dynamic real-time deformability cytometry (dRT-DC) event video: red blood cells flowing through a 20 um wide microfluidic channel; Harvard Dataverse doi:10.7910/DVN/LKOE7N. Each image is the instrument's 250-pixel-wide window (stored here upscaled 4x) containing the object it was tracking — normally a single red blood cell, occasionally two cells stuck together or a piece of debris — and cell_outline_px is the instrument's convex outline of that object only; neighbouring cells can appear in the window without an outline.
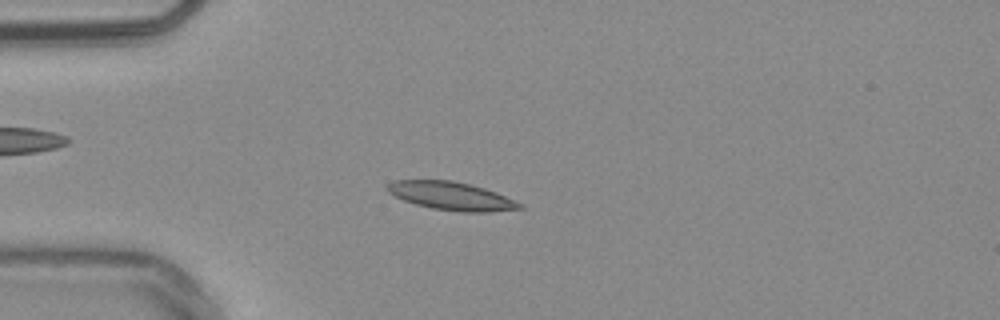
{"species": "common noctule bat (a hibernating species)", "species_latin": "Nyctalus noctula", "temperature_condition": "warm", "stored_images_in_passage": 53, "camera_frame_rate_fps": 3000, "um_per_image_px": 0.085, "animal": {"sex": "male", "body_mass_g": 20.4}, "frame": {"image": 1, "passage_image": 14, "time_ms": 4.333, "image_size_px": [1000, 320], "cell_outline_px": [[524, 208], [488, 212], [460, 212], [432, 208], [416, 204], [404, 200], [388, 192], [384, 188], [388, 184], [396, 180], [452, 180], [484, 188], [496, 192], [524, 204]], "centroid_in_image_um": [38.38, 16.66], "position_along_channel_um": 46.6, "area_um2": 21.68}}
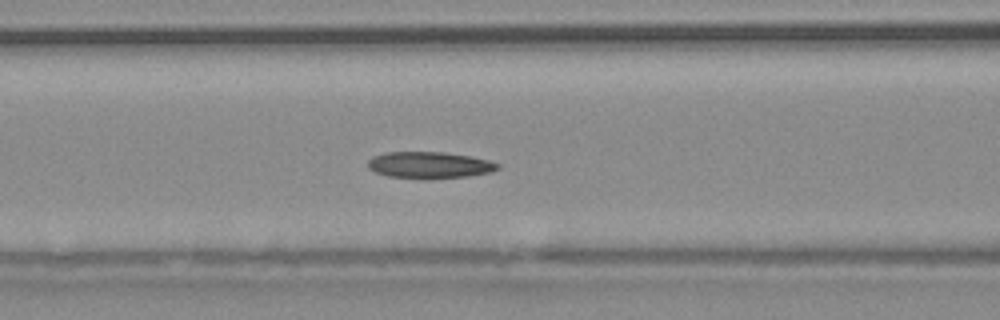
{"frame": {"image": 2, "passage_image": 22, "time_ms": 7.0, "image_size_px": [1000, 320], "cell_outline_px": [[500, 168], [492, 172], [468, 176], [424, 180], [388, 176], [376, 172], [368, 168], [368, 160], [372, 156], [388, 152], [444, 152], [472, 156], [488, 160], [500, 164]], "centroid_in_image_um": [36.52, 14.04], "position_along_channel_um": 130.1, "area_um2": 20.46}}
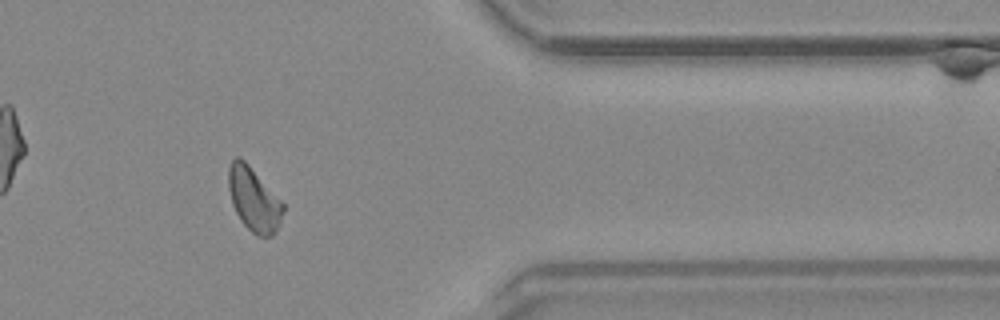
{"frame": {"image": 3, "passage_image": 44, "time_ms": 14.333, "image_size_px": [1000, 320], "cell_outline_px": [[284, 212], [280, 224], [276, 232], [272, 236], [256, 236], [240, 220], [232, 204], [228, 188], [228, 168], [232, 160], [236, 156], [240, 156], [248, 164], [284, 204]], "centroid_in_image_um": [21.57, 16.96], "position_along_channel_um": 389.8, "area_um2": 20.29}, "authors_computed_cell_mechanics": {"area_um2": 20.2878, "velocity_mm_per_s": 3.7875, "shape_relaxation_time_tau1_ms": null, "shape_relaxation_time_tau2_ms": 5.7214, "deformation_change_tau1": null, "deformation_change_tau2": 0.1221}}